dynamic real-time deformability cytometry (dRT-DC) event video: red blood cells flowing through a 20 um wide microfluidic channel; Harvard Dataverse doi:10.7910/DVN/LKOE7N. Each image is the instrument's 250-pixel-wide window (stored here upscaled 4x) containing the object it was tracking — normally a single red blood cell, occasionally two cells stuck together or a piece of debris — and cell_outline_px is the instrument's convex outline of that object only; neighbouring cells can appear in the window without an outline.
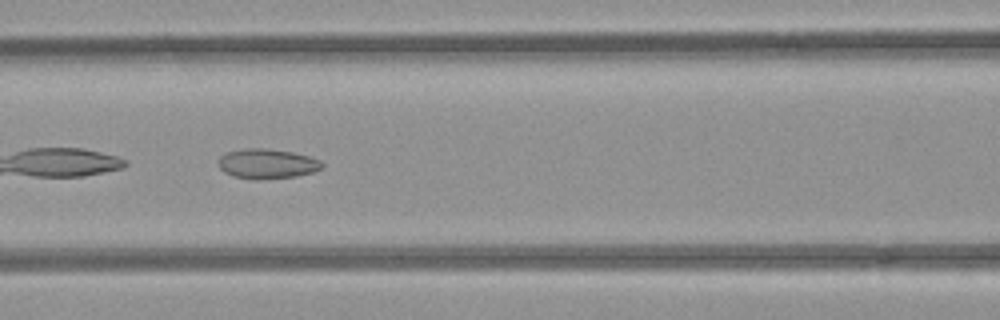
{"species": "common noctule bat (a hibernating species)", "species_latin": "Nyctalus noctula", "temperature_condition": "room temperature", "stored_images_in_passage": 33, "camera_frame_rate_fps": 3000, "um_per_image_px": 0.085, "animal": {"sex": "female", "body_mass_g": 21.9}, "frame": {"image": 1, "passage_image": 6, "time_ms": 1.667, "image_size_px": [1000, 320], "cell_outline_px": [[324, 168], [312, 172], [296, 176], [260, 180], [256, 180], [232, 176], [224, 172], [216, 164], [216, 160], [220, 156], [228, 152], [244, 148], [264, 148], [292, 152], [308, 156], [320, 160], [324, 164]], "centroid_in_image_um": [22.67, 13.92], "position_along_channel_um": 143.9, "area_um2": 18.26}}
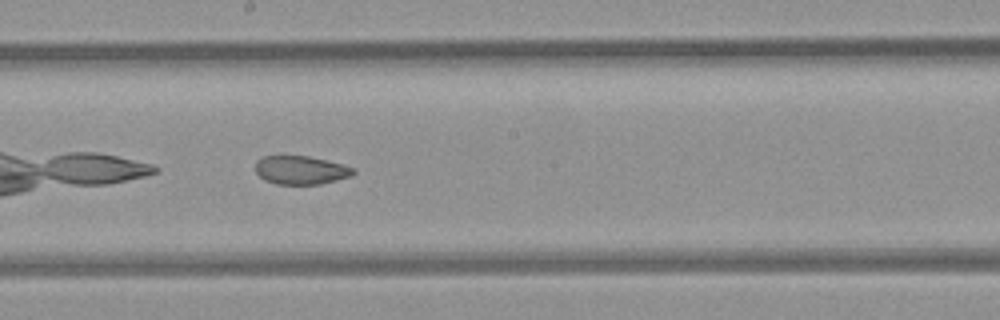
{"frame": {"image": 2, "passage_image": 12, "time_ms": 3.667, "image_size_px": [1000, 320], "cell_outline_px": [[356, 172], [352, 176], [320, 184], [276, 184], [264, 180], [256, 172], [256, 160], [264, 156], [308, 156], [344, 164], [356, 168]], "centroid_in_image_um": [25.6, 14.46], "position_along_channel_um": 222.6, "area_um2": 16.36}}
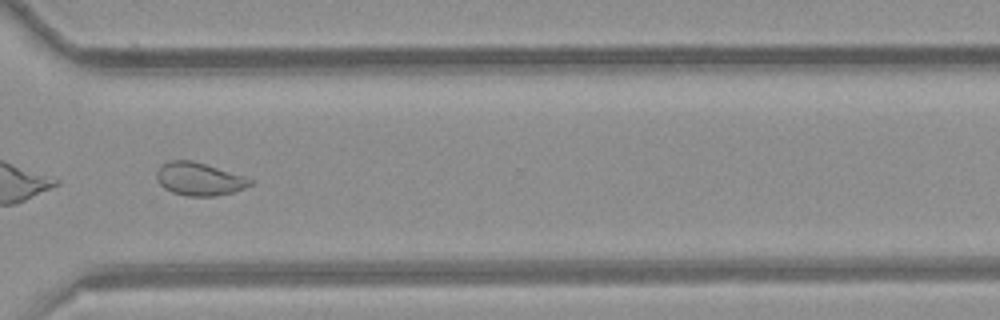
{"frame": {"image": 3, "passage_image": 22, "time_ms": 7.0, "image_size_px": [1000, 320], "cell_outline_px": [[252, 184], [244, 188], [232, 192], [216, 196], [184, 196], [172, 192], [164, 188], [156, 180], [156, 172], [160, 164], [168, 160], [192, 160], [244, 176], [252, 180]], "centroid_in_image_um": [16.87, 15.21], "position_along_channel_um": 353.7, "area_um2": 18.03}}